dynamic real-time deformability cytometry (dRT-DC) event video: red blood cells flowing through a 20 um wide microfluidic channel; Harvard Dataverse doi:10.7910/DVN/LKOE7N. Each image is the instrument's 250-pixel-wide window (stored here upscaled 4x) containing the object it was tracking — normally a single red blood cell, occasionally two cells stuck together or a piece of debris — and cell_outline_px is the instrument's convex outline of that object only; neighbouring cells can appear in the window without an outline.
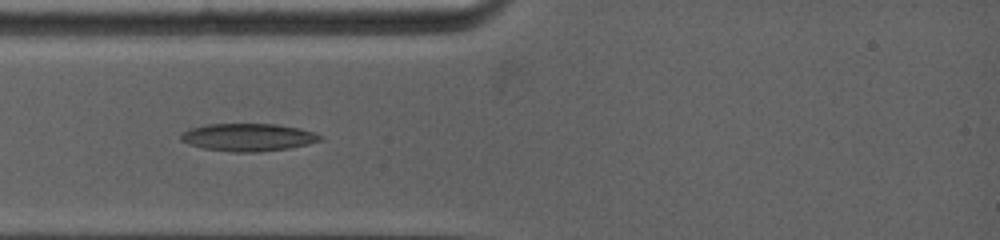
{"species": "common noctule bat (a hibernating species)", "species_latin": "Nyctalus noctula", "temperature_condition": "warm", "stored_images_in_passage": 7, "camera_frame_rate_fps": 5000, "um_per_image_px": 0.085, "animal": {"sex": "female", "body_mass_g": 19.0, "forearm_length_mm": 53.3}, "frame": {"image": 1, "passage_image": 3, "time_ms": 2.2, "image_size_px": [1000, 240], "cell_outline_px": [[324, 140], [308, 144], [288, 148], [260, 152], [232, 152], [204, 148], [188, 144], [180, 140], [180, 136], [188, 128], [204, 124], [276, 124], [300, 128], [312, 132], [320, 136]], "centroid_in_image_um": [21.06, 11.66], "position_along_channel_um": 63.9, "area_um2": 22.48}}
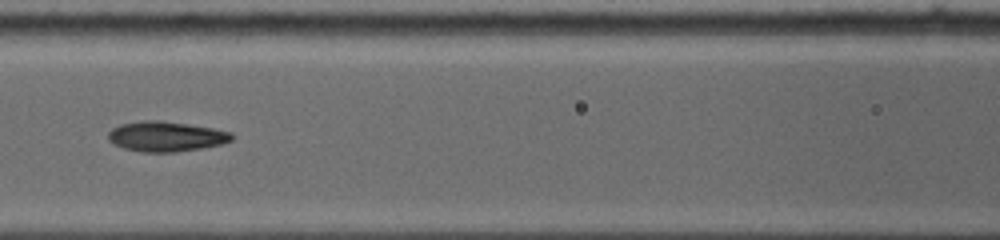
{"frame": {"image": 2, "passage_image": 5, "time_ms": 4.4, "image_size_px": [1000, 240], "cell_outline_px": [[236, 136], [232, 140], [220, 144], [204, 148], [176, 152], [140, 152], [124, 148], [108, 140], [108, 132], [112, 128], [120, 124], [140, 120], [160, 120], [212, 128], [232, 132]], "centroid_in_image_um": [14.12, 11.6], "position_along_channel_um": 152.5, "area_um2": 21.79}}
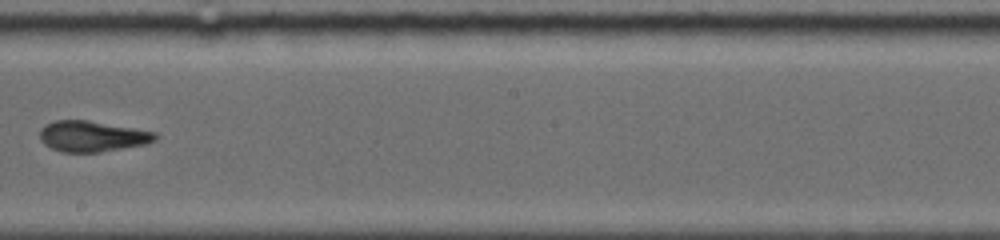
{"frame": {"image": 3, "passage_image": 7, "time_ms": 6.6, "image_size_px": [1000, 240], "cell_outline_px": [[160, 136], [156, 140], [148, 144], [100, 152], [60, 152], [44, 144], [40, 140], [40, 128], [44, 124], [56, 120], [88, 120], [156, 132]], "centroid_in_image_um": [7.85, 11.58], "position_along_channel_um": 240.4, "area_um2": 20.92}}